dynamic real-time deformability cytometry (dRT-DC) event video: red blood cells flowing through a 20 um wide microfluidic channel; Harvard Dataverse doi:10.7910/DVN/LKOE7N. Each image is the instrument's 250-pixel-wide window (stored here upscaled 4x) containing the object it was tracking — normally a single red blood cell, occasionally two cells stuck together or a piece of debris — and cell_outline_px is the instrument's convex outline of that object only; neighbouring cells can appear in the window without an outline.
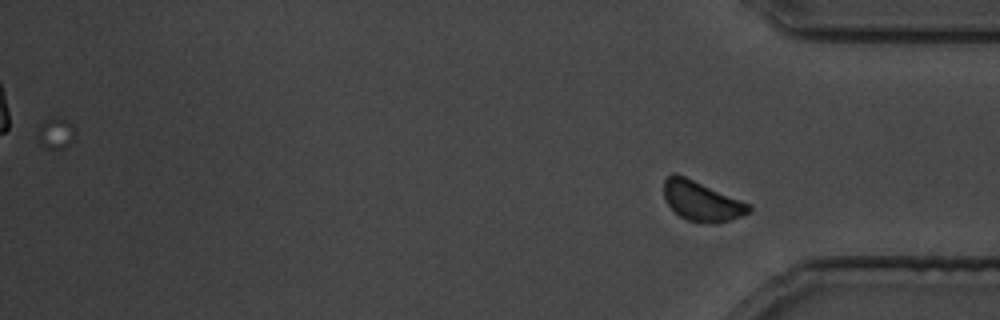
{"species": "common noctule bat (a hibernating species)", "species_latin": "Nyctalus noctula", "temperature_condition": "cold", "stored_images_in_passage": 27, "segment_of_instrument_passage": [2, 2], "camera_frame_rate_fps": 3000, "um_per_image_px": 0.085, "animal": {"sex": "male", "body_mass_g": 19.5, "forearm_length_mm": 54.6}, "frame": {"image": 1, "passage_image": 27, "time_ms": 32.333, "image_size_px": [1000, 320], "cell_outline_px": [[752, 208], [748, 212], [740, 216], [716, 224], [712, 224], [688, 220], [680, 216], [668, 204], [664, 196], [664, 180], [672, 172], [684, 176], [752, 204]], "centroid_in_image_um": [59.65, 17.09], "position_along_channel_um": 375.6, "area_um2": 19.54}}